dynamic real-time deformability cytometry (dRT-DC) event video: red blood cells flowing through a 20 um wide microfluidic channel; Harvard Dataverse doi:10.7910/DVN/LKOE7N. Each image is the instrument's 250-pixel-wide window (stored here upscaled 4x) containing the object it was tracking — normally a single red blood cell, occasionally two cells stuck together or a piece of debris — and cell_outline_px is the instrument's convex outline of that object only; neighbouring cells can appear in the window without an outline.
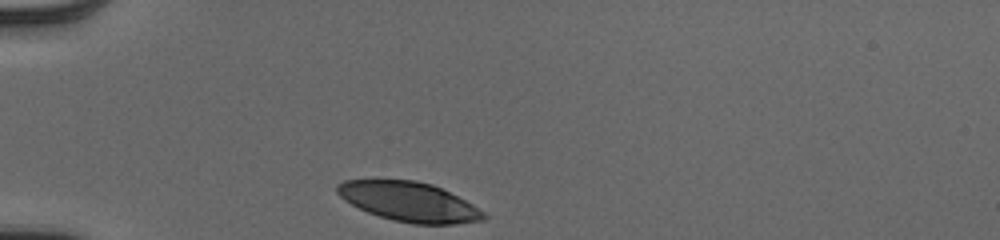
{"species": "human", "species_latin": "Homo sapiens", "temperature_condition": "cold", "stored_images_in_passage": 29, "camera_frame_rate_fps": 3000, "um_per_image_px": 0.085, "donor": {"sex": "male"}, "frame": {"image": 1, "passage_image": 1, "time_ms": 0.0, "image_size_px": [1000, 240], "cell_outline_px": [[488, 216], [484, 220], [452, 224], [412, 224], [392, 220], [368, 212], [344, 200], [336, 192], [336, 184], [344, 180], [416, 180], [432, 184], [472, 204], [484, 212]], "centroid_in_image_um": [34.76, 17.15], "position_along_channel_um": 50.2, "area_um2": 33.47}}
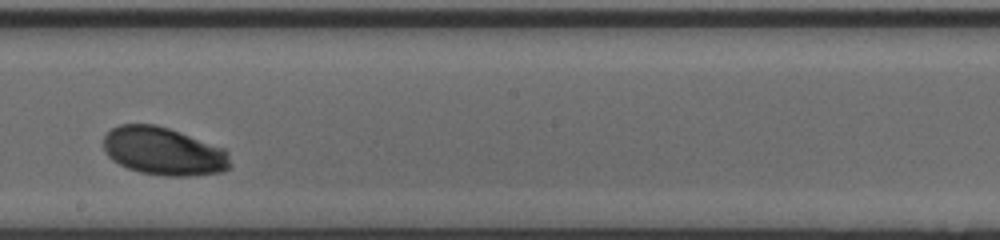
{"frame": {"image": 2, "passage_image": 17, "time_ms": 5.333, "image_size_px": [1000, 240], "cell_outline_px": [[232, 168], [224, 172], [196, 176], [164, 176], [140, 172], [128, 168], [112, 160], [104, 152], [104, 136], [112, 128], [120, 124], [156, 124], [168, 128], [224, 148], [228, 152], [232, 164]], "centroid_in_image_um": [13.94, 12.87], "position_along_channel_um": 234.3, "area_um2": 35.78}}
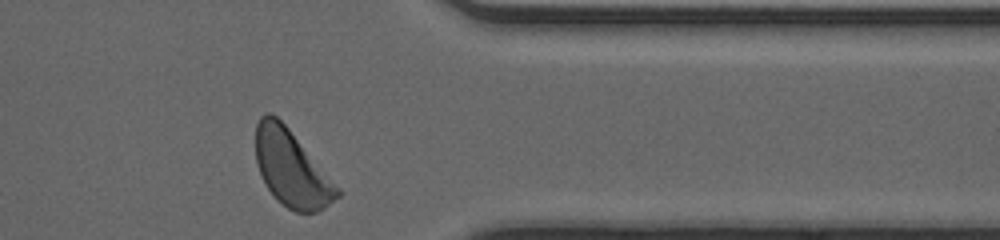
{"frame": {"image": 3, "passage_image": 29, "time_ms": 9.333, "image_size_px": [1000, 240], "cell_outline_px": [[340, 196], [324, 208], [316, 212], [296, 212], [288, 208], [276, 200], [268, 188], [256, 164], [256, 124], [260, 116], [264, 112], [272, 112], [288, 128], [340, 188]], "centroid_in_image_um": [24.77, 14.32], "position_along_channel_um": 386.6, "area_um2": 35.95}, "authors_computed_cell_mechanics": {"area_um2": 35.3158, "velocity_mm_per_s": 3.9756, "shape_relaxation_time_tau1_ms": 4.1494, "shape_relaxation_time_tau2_ms": null, "deformation_change_tau1": 0.1863, "deformation_change_tau2": null}}